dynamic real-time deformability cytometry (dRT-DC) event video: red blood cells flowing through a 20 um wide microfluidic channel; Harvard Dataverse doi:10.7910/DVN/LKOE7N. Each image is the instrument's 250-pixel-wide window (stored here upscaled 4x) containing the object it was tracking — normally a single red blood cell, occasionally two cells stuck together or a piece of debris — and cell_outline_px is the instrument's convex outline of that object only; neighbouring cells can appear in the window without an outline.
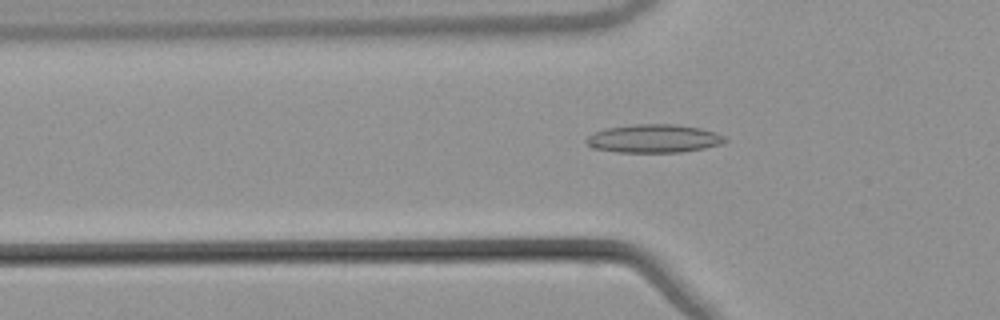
{"species": "common noctule bat (a hibernating species)", "species_latin": "Nyctalus noctula", "temperature_condition": "warm", "stored_images_in_passage": 34, "camera_frame_rate_fps": 3000, "um_per_image_px": 0.085, "animal": {"sex": "male", "body_mass_g": 21.5, "forearm_length_mm": 52.0}, "frame": {"image": 1, "passage_image": 4, "time_ms": 1.0, "image_size_px": [1000, 320], "cell_outline_px": [[728, 140], [720, 144], [704, 148], [680, 152], [616, 152], [592, 148], [584, 140], [592, 132], [608, 128], [632, 124], [676, 124], [700, 128], [716, 132], [724, 136]], "centroid_in_image_um": [55.55, 11.77], "position_along_channel_um": 70.2, "area_um2": 22.95}}
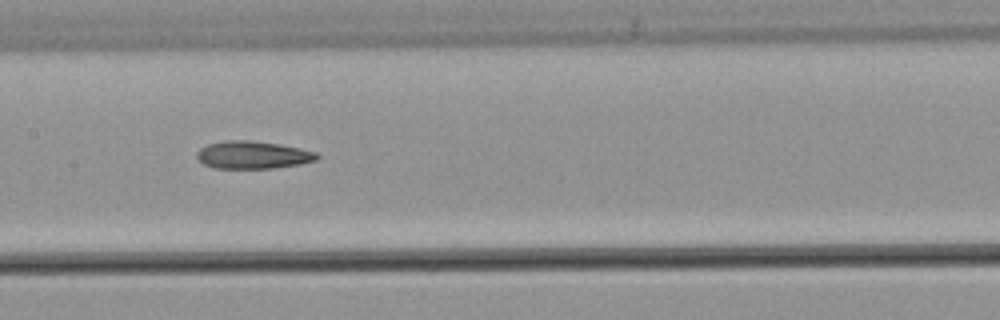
{"frame": {"image": 2, "passage_image": 13, "time_ms": 4.0, "image_size_px": [1000, 320], "cell_outline_px": [[320, 156], [316, 160], [300, 164], [272, 168], [216, 168], [204, 164], [196, 156], [196, 152], [200, 148], [208, 144], [224, 140], [248, 140], [280, 144], [300, 148], [316, 152]], "centroid_in_image_um": [21.49, 13.16], "position_along_channel_um": 185.9, "area_um2": 19.31}}
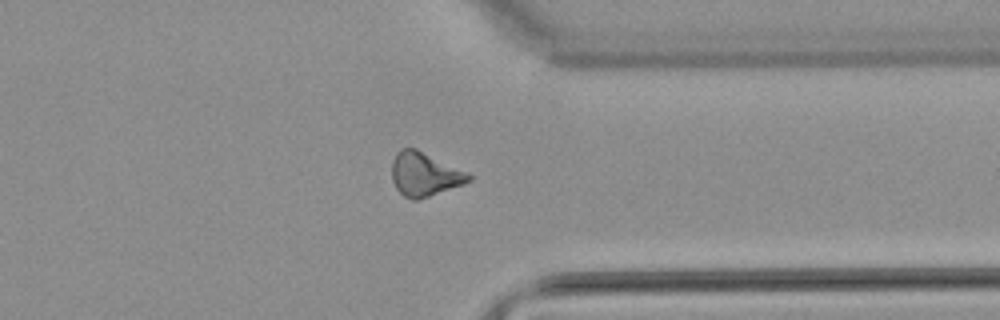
{"frame": {"image": 3, "passage_image": 28, "time_ms": 9.0, "image_size_px": [1000, 320], "cell_outline_px": [[472, 180], [464, 184], [416, 200], [412, 200], [404, 196], [396, 188], [392, 180], [392, 160], [396, 152], [400, 148], [416, 148], [468, 172], [472, 176]], "centroid_in_image_um": [36.08, 14.8], "position_along_channel_um": 375.3, "area_um2": 19.65}, "authors_computed_cell_mechanics": {"area_um2": 19.1607, "velocity_mm_per_s": 3.8525, "shape_relaxation_time_tau1_ms": null, "shape_relaxation_time_tau2_ms": 5.6581, "deformation_change_tau1": null, "deformation_change_tau2": 0.1658}}